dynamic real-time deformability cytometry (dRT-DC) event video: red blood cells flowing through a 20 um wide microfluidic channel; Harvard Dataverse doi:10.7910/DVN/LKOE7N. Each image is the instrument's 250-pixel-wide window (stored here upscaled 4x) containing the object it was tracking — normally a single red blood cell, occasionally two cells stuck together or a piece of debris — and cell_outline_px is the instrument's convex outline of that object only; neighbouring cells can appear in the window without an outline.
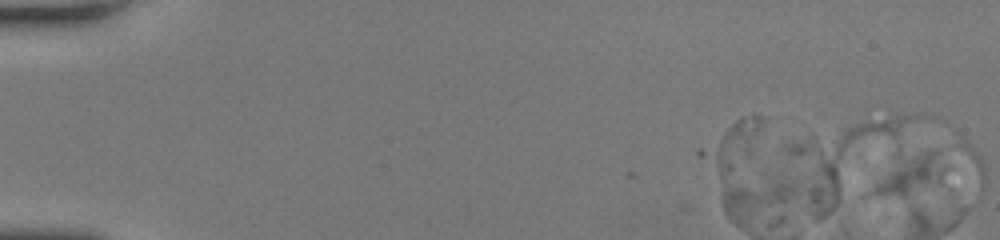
{"species": "human", "species_latin": "Homo sapiens", "temperature_condition": "room temperature", "stored_images_in_passage": 11, "camera_frame_rate_fps": 3000, "um_per_image_px": 0.085, "donor": {"sex": "female"}, "frame": {"image": 1, "passage_image": 1, "time_ms": 0.0, "image_size_px": [1000, 240], "cell_outline_px": [[940, 180], [904, 196], [872, 192], [876, 184], [896, 148], [936, 152], [940, 172]], "centroid_in_image_um": [77.22, 14.65], "position_along_channel_um": 7.8, "area_um2": 16.3}}